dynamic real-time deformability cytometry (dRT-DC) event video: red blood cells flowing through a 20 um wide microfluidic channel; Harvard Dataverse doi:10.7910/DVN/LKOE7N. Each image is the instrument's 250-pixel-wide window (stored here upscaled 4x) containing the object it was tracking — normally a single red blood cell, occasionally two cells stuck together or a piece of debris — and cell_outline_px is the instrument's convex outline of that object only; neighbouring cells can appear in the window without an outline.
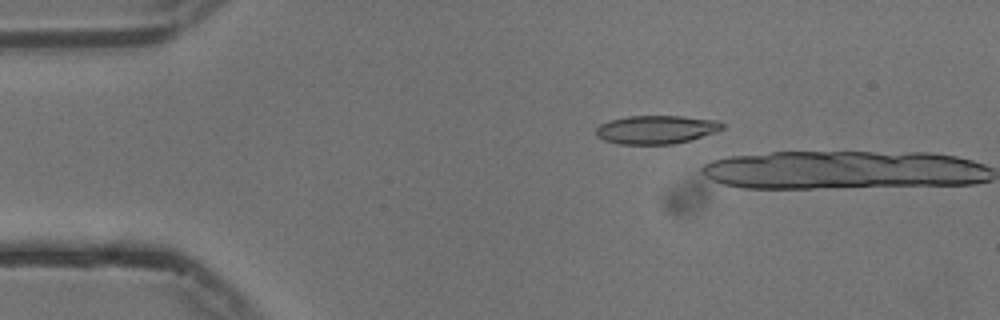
{"species": "common noctule bat (a hibernating species)", "species_latin": "Nyctalus noctula", "temperature_condition": "cold", "stored_images_in_passage": 16, "camera_frame_rate_fps": 3000, "um_per_image_px": 0.085, "animal": {"sex": "male", "body_mass_g": 13.3}, "frame": {"image": 1, "passage_image": 15, "time_ms": 4.667, "image_size_px": [1000, 320], "cell_outline_px": [[724, 128], [716, 132], [688, 140], [672, 144], [620, 144], [604, 140], [596, 136], [596, 128], [600, 124], [608, 120], [628, 116], [684, 116], [716, 120], [724, 124]], "centroid_in_image_um": [55.76, 11.0], "position_along_channel_um": 29.2, "area_um2": 20.92}}